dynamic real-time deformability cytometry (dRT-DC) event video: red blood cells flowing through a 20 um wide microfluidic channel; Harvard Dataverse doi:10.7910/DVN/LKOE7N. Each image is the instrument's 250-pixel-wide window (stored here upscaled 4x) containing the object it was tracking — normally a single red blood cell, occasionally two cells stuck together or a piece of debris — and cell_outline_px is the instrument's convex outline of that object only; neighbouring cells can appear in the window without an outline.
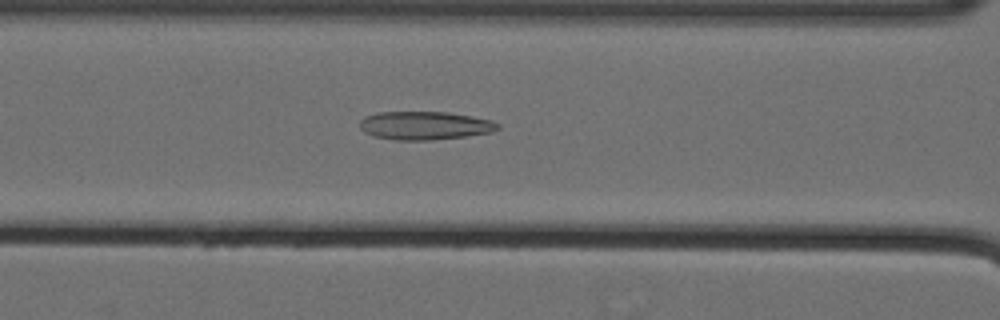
{"species": "Egyptian fruit bat (a non-hibernating species)", "species_latin": "Rousettus aegyptiacus", "temperature_condition": "cold", "stored_images_in_passage": 42, "camera_frame_rate_fps": 3000, "um_per_image_px": 0.085, "animal": {"sex": "female"}, "frame": {"image": 1, "passage_image": 11, "time_ms": 3.333, "image_size_px": [1000, 320], "cell_outline_px": [[500, 128], [492, 132], [468, 136], [432, 140], [396, 140], [372, 136], [364, 132], [360, 128], [360, 120], [364, 116], [380, 112], [448, 112], [472, 116], [492, 120], [500, 124]], "centroid_in_image_um": [36.12, 10.67], "position_along_channel_um": 130.5, "area_um2": 23.0}}
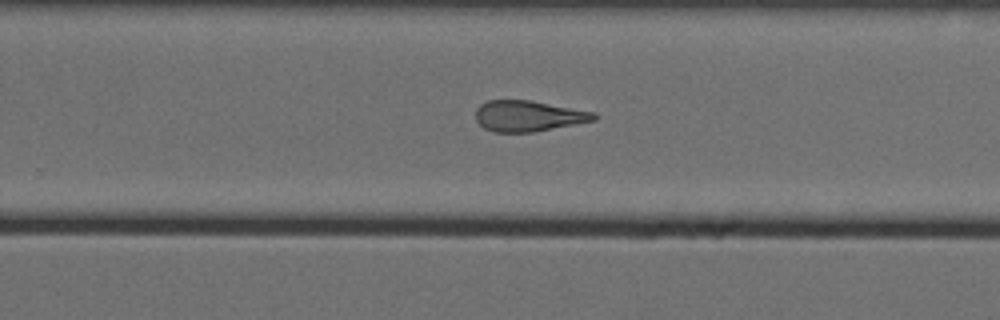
{"frame": {"image": 2, "passage_image": 24, "time_ms": 7.667, "image_size_px": [1000, 320], "cell_outline_px": [[596, 120], [532, 132], [492, 132], [484, 128], [476, 120], [476, 108], [480, 104], [488, 100], [528, 100], [596, 112]], "centroid_in_image_um": [44.88, 9.86], "position_along_channel_um": 284.9, "area_um2": 21.15}}
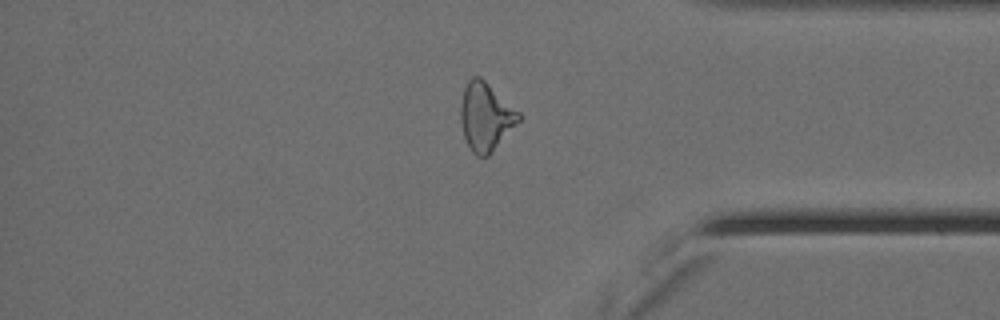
{"frame": {"image": 3, "passage_image": 34, "time_ms": 11.0, "image_size_px": [1000, 320], "cell_outline_px": [[524, 116], [492, 152], [488, 156], [476, 156], [472, 152], [464, 136], [460, 120], [460, 104], [464, 88], [468, 80], [472, 76], [480, 76], [520, 112]], "centroid_in_image_um": [41.29, 9.91], "position_along_channel_um": 393.9, "area_um2": 23.12}, "authors_computed_cell_mechanics": {"area_um2": 22.3975, "velocity_mm_per_s": 3.5769, "shape_relaxation_time_tau1_ms": 10.3416, "shape_relaxation_time_tau2_ms": 2.6161, "deformation_change_tau1": 0.2353, "deformation_change_tau2": 0.1184}}